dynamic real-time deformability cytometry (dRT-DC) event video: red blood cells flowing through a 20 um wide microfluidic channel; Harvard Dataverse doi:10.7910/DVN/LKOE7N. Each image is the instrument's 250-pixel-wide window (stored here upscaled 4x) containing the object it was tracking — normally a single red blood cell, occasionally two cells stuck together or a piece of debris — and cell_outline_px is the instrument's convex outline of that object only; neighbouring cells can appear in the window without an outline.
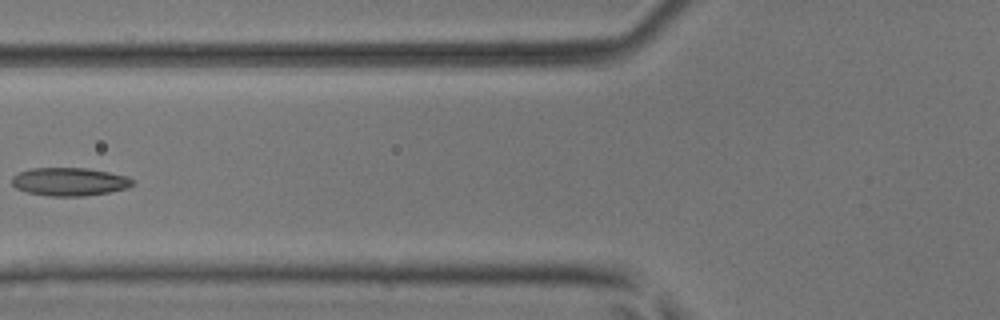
{"species": "common noctule bat (a hibernating species)", "species_latin": "Nyctalus noctula", "temperature_condition": "room temperature", "stored_images_in_passage": 7, "camera_frame_rate_fps": 3000, "um_per_image_px": 0.085, "animal": {"sex": "male", "body_mass_g": 17.9, "forearm_length_mm": 54.2}, "frame": {"image": 1, "passage_image": 7, "time_ms": 2.0, "image_size_px": [1000, 320], "cell_outline_px": [[136, 184], [128, 188], [108, 192], [84, 196], [48, 196], [28, 192], [16, 188], [12, 184], [12, 176], [20, 172], [32, 168], [88, 168], [128, 176], [136, 180]], "centroid_in_image_um": [5.96, 15.44], "position_along_channel_um": 119.8, "area_um2": 19.94}}